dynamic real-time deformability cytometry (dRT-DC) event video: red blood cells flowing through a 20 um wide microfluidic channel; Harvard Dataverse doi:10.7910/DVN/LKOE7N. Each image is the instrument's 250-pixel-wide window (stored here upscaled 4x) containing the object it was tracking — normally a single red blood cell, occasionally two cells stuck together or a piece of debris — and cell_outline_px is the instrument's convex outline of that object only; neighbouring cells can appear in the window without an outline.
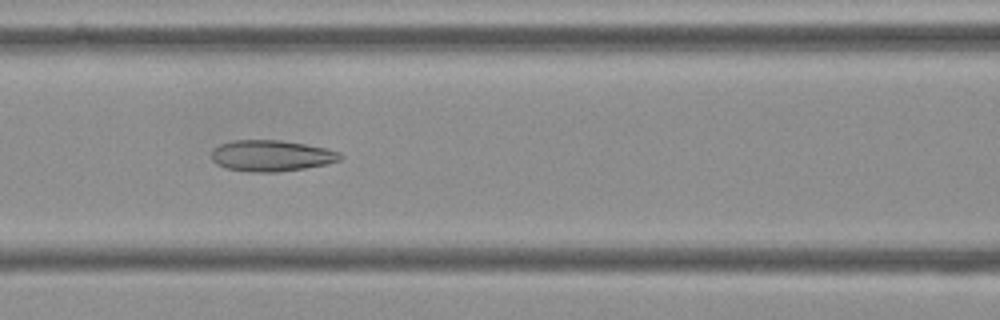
{"species": "Egyptian fruit bat (a non-hibernating species)", "species_latin": "Rousettus aegyptiacus", "temperature_condition": "cold", "stored_images_in_passage": 56, "camera_frame_rate_fps": 3000, "um_per_image_px": 0.085, "frame": {"image": 1, "passage_image": 24, "time_ms": 7.667, "image_size_px": [1000, 320], "cell_outline_px": [[344, 156], [340, 160], [328, 164], [304, 168], [276, 172], [252, 172], [224, 168], [216, 164], [212, 160], [212, 152], [220, 144], [232, 140], [280, 140], [304, 144], [324, 148], [340, 152]], "centroid_in_image_um": [23.07, 13.24], "position_along_channel_um": 143.5, "area_um2": 23.35}}
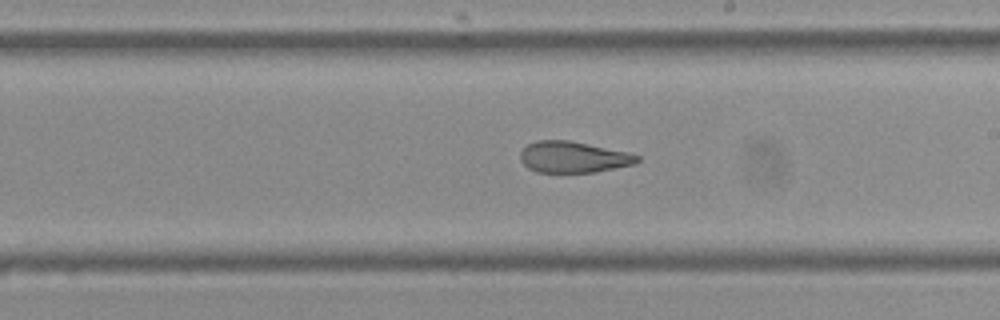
{"frame": {"image": 2, "passage_image": 32, "time_ms": 10.333, "image_size_px": [1000, 320], "cell_outline_px": [[640, 160], [636, 164], [596, 172], [536, 172], [528, 168], [520, 160], [520, 152], [528, 144], [536, 140], [568, 140], [632, 152], [640, 156]], "centroid_in_image_um": [48.78, 13.35], "position_along_channel_um": 240.2, "area_um2": 21.56}}
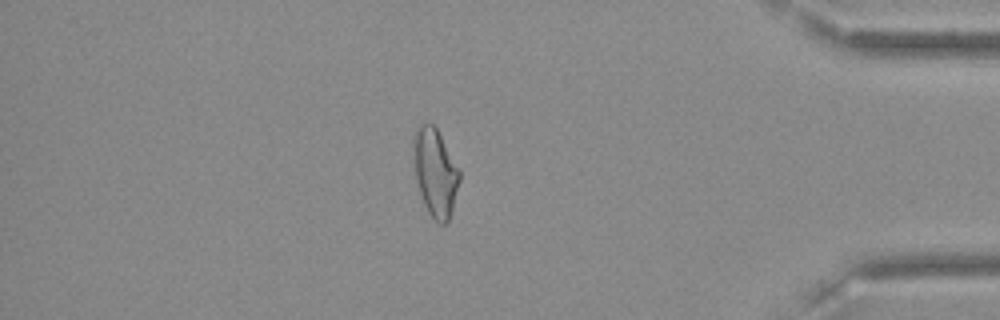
{"frame": {"image": 3, "passage_image": 48, "time_ms": 15.667, "image_size_px": [1000, 320], "cell_outline_px": [[460, 180], [452, 208], [448, 220], [444, 224], [440, 224], [428, 212], [424, 204], [420, 192], [416, 176], [412, 144], [412, 136], [416, 128], [420, 124], [428, 120], [436, 128], [460, 168]], "centroid_in_image_um": [36.99, 14.58], "position_along_channel_um": 398.2, "area_um2": 23.52}, "authors_computed_cell_mechanics": {"area_um2": 24.6517, "velocity_mm_per_s": 3.6359, "shape_relaxation_time_tau1_ms": null, "shape_relaxation_time_tau2_ms": 2.3161, "deformation_change_tau1": null, "deformation_change_tau2": 0.1173}}